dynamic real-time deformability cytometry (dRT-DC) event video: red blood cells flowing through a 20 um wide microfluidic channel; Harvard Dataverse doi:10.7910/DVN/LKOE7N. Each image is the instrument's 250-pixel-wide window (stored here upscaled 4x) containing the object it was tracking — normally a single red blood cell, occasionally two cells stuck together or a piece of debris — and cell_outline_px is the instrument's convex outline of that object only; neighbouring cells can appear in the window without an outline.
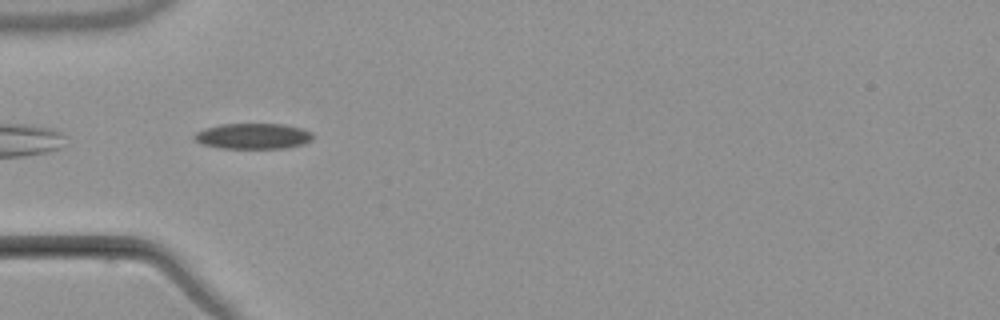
{"species": "common noctule bat (a hibernating species)", "species_latin": "Nyctalus noctula", "temperature_condition": "warm", "stored_images_in_passage": 2, "camera_frame_rate_fps": 3000, "um_per_image_px": 0.085, "animal": {"sex": "male", "body_mass_g": 21.5, "forearm_length_mm": 52.0}, "frame": {"image": 1, "passage_image": 2, "time_ms": 1.333, "image_size_px": [1000, 320], "cell_outline_px": [[312, 140], [288, 148], [220, 148], [200, 144], [192, 140], [192, 136], [196, 132], [204, 128], [220, 124], [284, 124], [304, 128], [312, 132]], "centroid_in_image_um": [21.46, 11.57], "position_along_channel_um": 63.5, "area_um2": 17.98}}